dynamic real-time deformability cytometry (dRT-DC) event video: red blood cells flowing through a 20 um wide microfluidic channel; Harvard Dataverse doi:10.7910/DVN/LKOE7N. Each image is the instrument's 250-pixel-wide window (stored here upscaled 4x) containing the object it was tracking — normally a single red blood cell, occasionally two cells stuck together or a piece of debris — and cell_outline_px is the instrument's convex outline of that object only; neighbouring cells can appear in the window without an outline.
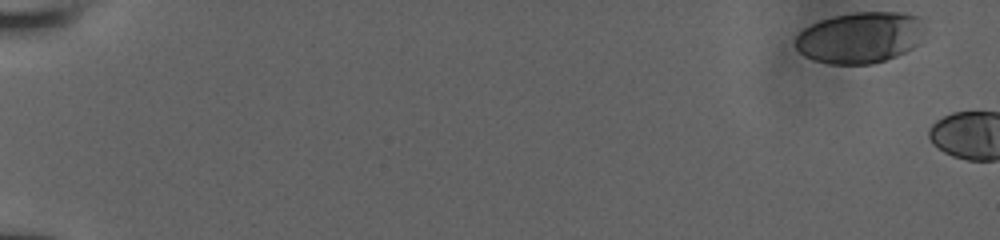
{"species": "human", "species_latin": "Homo sapiens", "temperature_condition": "room temperature", "stored_images_in_passage": 6, "camera_frame_rate_fps": 3000, "um_per_image_px": 0.085, "donor": {"sex": "male"}, "frame": {"image": 1, "passage_image": 1, "time_ms": 0.0, "image_size_px": [1000, 240], "cell_outline_px": [[928, 20], [920, 44], [896, 56], [872, 64], [832, 64], [816, 60], [804, 56], [796, 48], [796, 36], [804, 28], [820, 20], [836, 16], [856, 12], [900, 12], [924, 16]], "centroid_in_image_um": [73.21, 3.17], "position_along_channel_um": 11.8, "area_um2": 39.13}}